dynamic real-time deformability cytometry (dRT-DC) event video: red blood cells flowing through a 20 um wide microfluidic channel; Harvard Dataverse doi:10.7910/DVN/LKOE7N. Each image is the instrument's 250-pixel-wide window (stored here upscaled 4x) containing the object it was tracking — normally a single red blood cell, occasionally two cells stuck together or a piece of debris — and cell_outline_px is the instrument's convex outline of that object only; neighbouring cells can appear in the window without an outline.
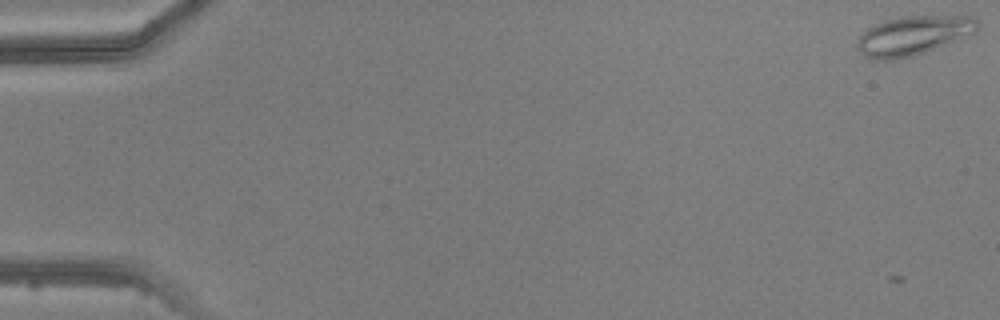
{"species": "common noctule bat (a hibernating species)", "species_latin": "Nyctalus noctula", "temperature_condition": "warm", "stored_images_in_passage": 6, "camera_frame_rate_fps": 3000, "um_per_image_px": 0.085, "animal": {"sex": "male", "body_mass_g": 20.5, "forearm_length_mm": 52.5}, "frame": {"image": 1, "passage_image": 1, "time_ms": 0.0, "image_size_px": [1000, 320], "cell_outline_px": [[980, 28], [976, 32], [924, 52], [912, 56], [892, 60], [876, 60], [864, 56], [860, 52], [856, 44], [860, 36], [872, 24], [884, 20], [904, 16], [968, 16], [976, 20]], "centroid_in_image_um": [77.58, 3.01], "position_along_channel_um": 7.4, "area_um2": 27.22}}